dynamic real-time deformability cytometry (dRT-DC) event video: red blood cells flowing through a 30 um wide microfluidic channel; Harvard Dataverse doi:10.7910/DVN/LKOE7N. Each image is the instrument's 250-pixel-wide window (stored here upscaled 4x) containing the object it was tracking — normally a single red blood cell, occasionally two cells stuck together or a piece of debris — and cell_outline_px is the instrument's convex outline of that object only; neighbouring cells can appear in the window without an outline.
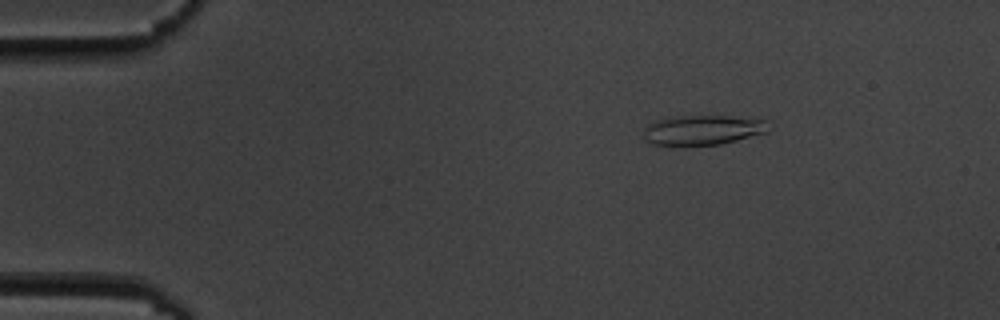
{"species": "common noctule bat (a hibernating species)", "species_latin": "Nyctalus noctula", "temperature_condition": "cold", "stored_images_in_passage": 4, "camera_frame_rate_fps": 3000, "um_per_image_px": 0.085, "animal": {"sex": "male", "body_mass_g": 19.5, "forearm_length_mm": 54.6}, "frame": {"image": 1, "passage_image": 1, "time_ms": 0.0, "image_size_px": [1000, 320], "cell_outline_px": [[768, 132], [720, 144], [684, 148], [652, 144], [644, 140], [644, 128], [648, 124], [656, 120], [680, 116], [728, 116], [768, 120]], "centroid_in_image_um": [59.68, 11.09], "position_along_channel_um": 25.3, "area_um2": 22.31}}
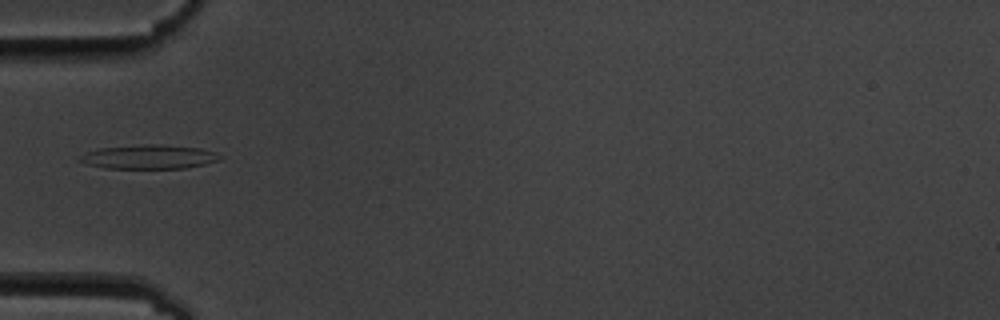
{"frame": {"image": 2, "passage_image": 4, "time_ms": 3.333, "image_size_px": [1000, 320], "cell_outline_px": [[224, 156], [220, 160], [204, 164], [184, 168], [104, 168], [84, 164], [76, 160], [84, 152], [100, 148], [144, 144], [160, 144], [200, 148], [216, 152]], "centroid_in_image_um": [12.63, 13.33], "position_along_channel_um": 72.4, "area_um2": 19.88}}